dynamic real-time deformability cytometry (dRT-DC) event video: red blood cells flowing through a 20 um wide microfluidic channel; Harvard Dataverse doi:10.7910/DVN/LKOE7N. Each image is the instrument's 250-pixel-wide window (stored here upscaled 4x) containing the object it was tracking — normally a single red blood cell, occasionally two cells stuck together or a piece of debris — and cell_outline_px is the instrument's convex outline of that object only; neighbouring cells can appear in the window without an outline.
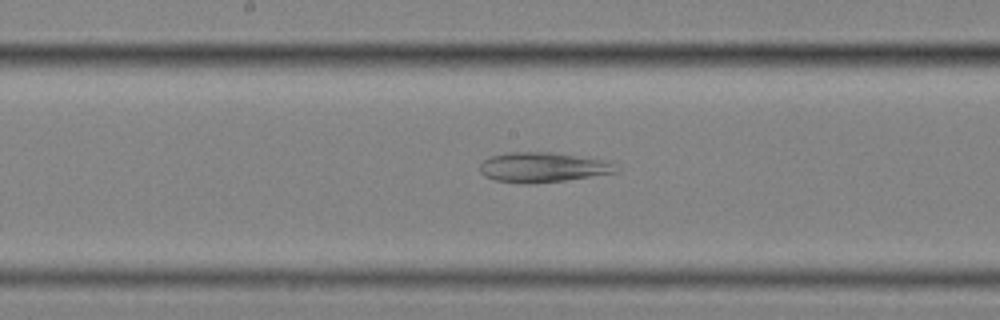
{"species": "common noctule bat (a hibernating species)", "species_latin": "Nyctalus noctula", "temperature_condition": "cold", "stored_images_in_passage": 59, "camera_frame_rate_fps": 3000, "um_per_image_px": 0.085, "animal": {"sex": "female", "body_mass_g": 25.1}, "frame": {"image": 1, "passage_image": 32, "time_ms": 10.333, "image_size_px": [1000, 320], "cell_outline_px": [[616, 172], [564, 180], [536, 184], [528, 184], [496, 180], [484, 176], [480, 172], [480, 164], [484, 160], [492, 156], [508, 152], [548, 152], [612, 160]], "centroid_in_image_um": [46.12, 14.21], "position_along_channel_um": 202.1, "area_um2": 23.64}}
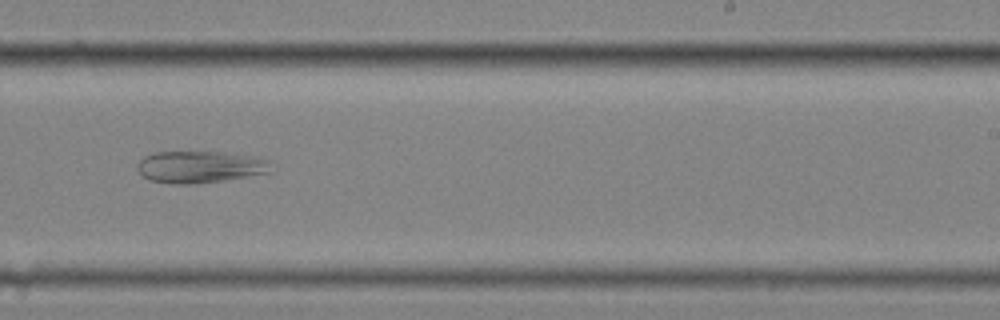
{"frame": {"image": 2, "passage_image": 38, "time_ms": 12.333, "image_size_px": [1000, 320], "cell_outline_px": [[272, 160], [268, 172], [220, 180], [192, 184], [172, 184], [152, 180], [144, 176], [136, 168], [136, 164], [144, 156], [156, 152], [224, 152], [256, 156]], "centroid_in_image_um": [16.98, 14.16], "position_along_channel_um": 272.0, "area_um2": 24.62}}
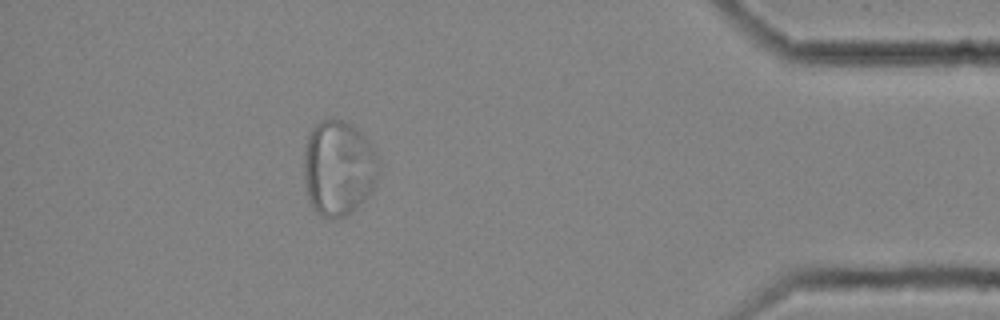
{"frame": {"image": 3, "passage_image": 53, "time_ms": 17.333, "image_size_px": [1000, 320], "cell_outline_px": [[376, 160], [372, 188], [364, 200], [348, 216], [320, 216], [312, 208], [308, 200], [304, 180], [304, 156], [308, 132], [316, 124], [324, 120], [344, 120], [360, 132], [364, 136], [376, 152]], "centroid_in_image_um": [28.7, 14.28], "position_along_channel_um": 406.5, "area_um2": 40.75}}